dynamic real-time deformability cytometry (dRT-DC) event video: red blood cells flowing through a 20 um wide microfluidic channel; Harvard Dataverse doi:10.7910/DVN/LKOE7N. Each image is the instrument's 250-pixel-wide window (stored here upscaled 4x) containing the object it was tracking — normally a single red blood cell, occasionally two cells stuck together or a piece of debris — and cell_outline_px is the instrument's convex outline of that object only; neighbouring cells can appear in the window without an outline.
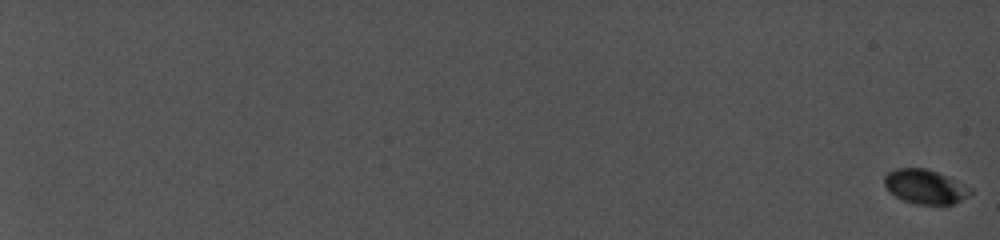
{"species": "common noctule bat (a hibernating species)", "species_latin": "Nyctalus noctula", "temperature_condition": "cold", "stored_images_in_passage": 25, "camera_frame_rate_fps": 5000, "um_per_image_px": 0.085, "animal": {"sex": "female", "body_mass_g": 19.0, "forearm_length_mm": 56.7}, "frame": {"image": 1, "passage_image": 1, "time_ms": 0.0, "image_size_px": [1000, 240], "cell_outline_px": [[972, 192], [968, 196], [952, 204], [916, 204], [904, 200], [888, 192], [884, 184], [884, 176], [888, 172], [896, 168], [924, 168], [948, 176], [972, 188]], "centroid_in_image_um": [78.62, 15.86], "position_along_channel_um": 6.4, "area_um2": 17.17}}
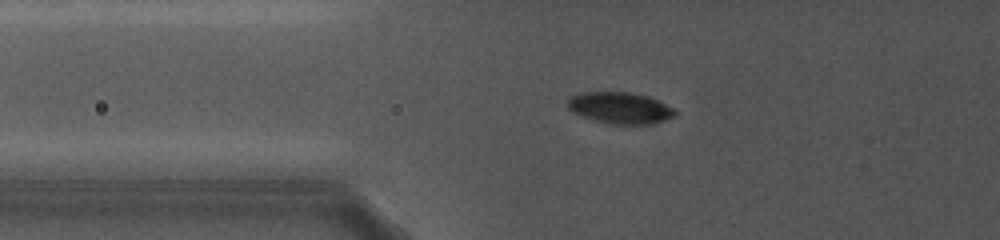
{"frame": {"image": 2, "passage_image": 9, "time_ms": 9.8, "image_size_px": [1000, 240], "cell_outline_px": [[676, 116], [652, 124], [612, 124], [592, 120], [580, 116], [572, 112], [568, 108], [568, 96], [580, 92], [632, 92], [648, 96], [672, 108], [676, 112]], "centroid_in_image_um": [52.65, 9.17], "position_along_channel_um": 73.2, "area_um2": 19.83}}
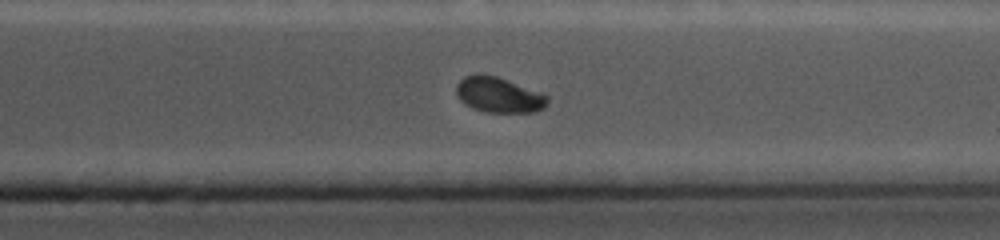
{"frame": {"image": 3, "passage_image": 25, "time_ms": 17.8, "image_size_px": [1000, 240], "cell_outline_px": [[548, 104], [544, 108], [536, 112], [484, 112], [472, 108], [464, 104], [456, 96], [456, 84], [464, 76], [476, 72], [480, 72], [496, 76], [548, 96]], "centroid_in_image_um": [42.33, 8.06], "position_along_channel_um": 369.1, "area_um2": 18.96}}